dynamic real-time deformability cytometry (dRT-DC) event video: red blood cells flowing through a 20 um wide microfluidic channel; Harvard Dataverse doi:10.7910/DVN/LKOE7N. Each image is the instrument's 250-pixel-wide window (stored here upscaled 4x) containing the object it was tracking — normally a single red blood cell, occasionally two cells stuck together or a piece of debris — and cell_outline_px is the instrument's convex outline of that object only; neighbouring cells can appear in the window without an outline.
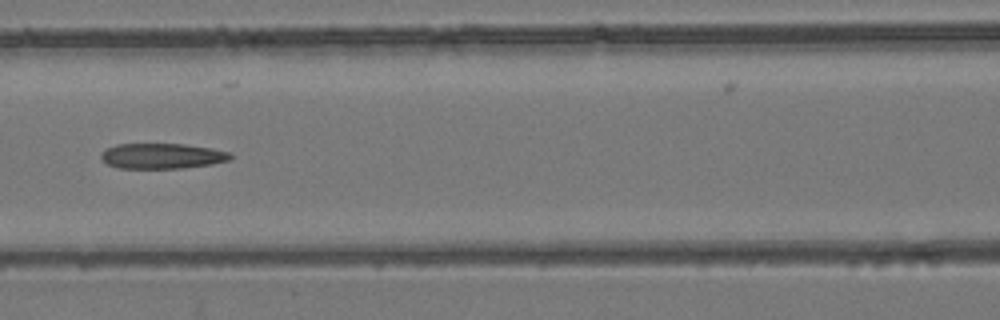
{"species": "common noctule bat (a hibernating species)", "species_latin": "Nyctalus noctula", "temperature_condition": "room temperature", "stored_images_in_passage": 9, "camera_frame_rate_fps": 3000, "um_per_image_px": 0.085, "animal": {"sex": "female", "body_mass_g": 24.6, "forearm_length_mm": 56.2}, "frame": {"image": 1, "passage_image": 8, "time_ms": 2.333, "image_size_px": [1000, 320], "cell_outline_px": [[232, 156], [228, 160], [212, 164], [180, 168], [116, 168], [108, 164], [100, 156], [100, 152], [116, 144], [184, 144], [212, 148], [232, 152]], "centroid_in_image_um": [13.78, 13.25], "position_along_channel_um": 152.8, "area_um2": 19.13}}